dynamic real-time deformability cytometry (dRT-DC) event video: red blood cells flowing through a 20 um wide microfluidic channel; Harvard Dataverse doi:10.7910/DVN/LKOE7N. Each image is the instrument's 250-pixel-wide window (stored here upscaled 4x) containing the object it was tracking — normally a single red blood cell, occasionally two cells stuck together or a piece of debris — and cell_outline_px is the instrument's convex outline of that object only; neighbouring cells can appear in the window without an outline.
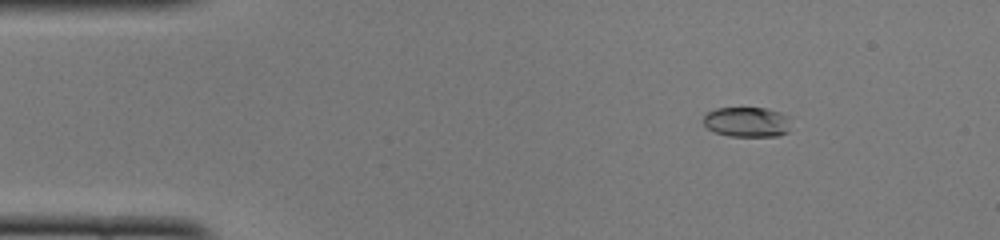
{"species": "common noctule bat (a hibernating species)", "species_latin": "Nyctalus noctula", "temperature_condition": "cold", "stored_images_in_passage": 49, "camera_frame_rate_fps": 3000, "um_per_image_px": 0.085, "animal": {"sex": "female", "body_mass_g": 22.0, "forearm_length_mm": 56.7}, "frame": {"image": 1, "passage_image": 6, "time_ms": 1.667, "image_size_px": [1000, 240], "cell_outline_px": [[788, 132], [780, 136], [728, 136], [712, 132], [704, 124], [704, 116], [708, 112], [716, 108], [768, 108], [780, 112], [784, 116]], "centroid_in_image_um": [63.41, 10.38], "position_along_channel_um": 21.6, "area_um2": 15.09}}
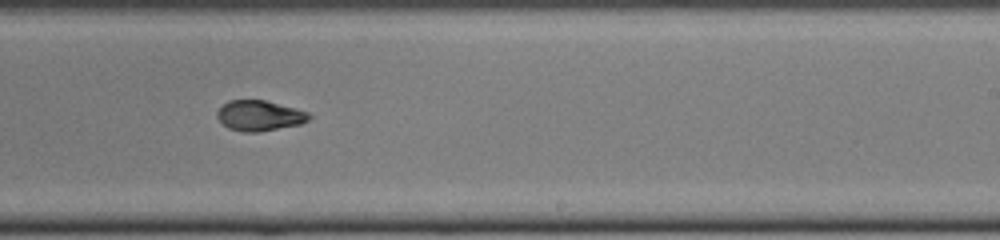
{"frame": {"image": 2, "passage_image": 30, "time_ms": 9.667, "image_size_px": [1000, 240], "cell_outline_px": [[312, 116], [308, 120], [300, 124], [260, 132], [240, 132], [228, 128], [216, 116], [216, 112], [228, 100], [264, 100], [296, 108], [308, 112]], "centroid_in_image_um": [22.05, 9.83], "position_along_channel_um": 266.9, "area_um2": 16.3}}
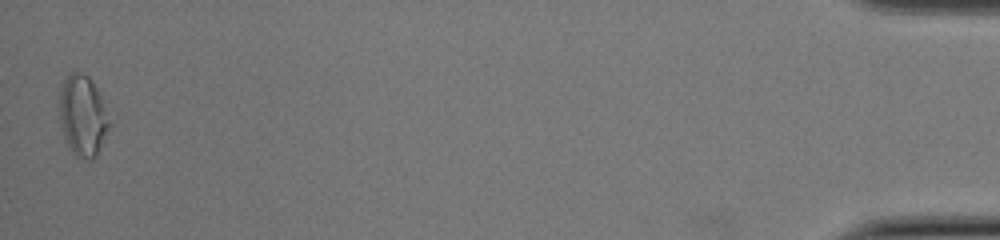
{"frame": {"image": 3, "passage_image": 49, "time_ms": 16.0, "image_size_px": [1000, 240], "cell_outline_px": [[116, 120], [96, 156], [92, 160], [84, 160], [76, 156], [72, 152], [64, 136], [56, 108], [60, 92], [64, 80], [72, 72], [80, 72], [88, 76], [92, 80]], "centroid_in_image_um": [7.11, 9.85], "position_along_channel_um": 428.1, "area_um2": 24.91}, "authors_computed_cell_mechanics": {"area_um2": 16.473, "velocity_mm_per_s": 3.9977, "shape_relaxation_time_tau1_ms": null, "shape_relaxation_time_tau2_ms": 1.5648, "deformation_change_tau1": null, "deformation_change_tau2": 0.0655}}